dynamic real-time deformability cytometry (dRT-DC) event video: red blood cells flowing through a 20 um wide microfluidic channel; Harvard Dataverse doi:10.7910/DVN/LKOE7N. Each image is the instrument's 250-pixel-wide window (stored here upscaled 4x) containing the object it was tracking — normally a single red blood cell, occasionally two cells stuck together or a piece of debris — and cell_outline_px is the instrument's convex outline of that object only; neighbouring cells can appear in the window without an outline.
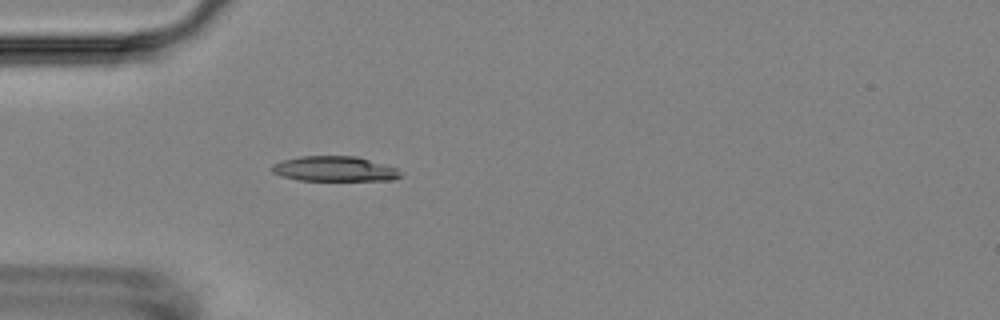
{"species": "Egyptian fruit bat (a non-hibernating species)", "species_latin": "Rousettus aegyptiacus", "temperature_condition": "room temperature", "stored_images_in_passage": 6, "camera_frame_rate_fps": 3000, "um_per_image_px": 0.085, "animal": {"sex": "female"}, "frame": {"image": 1, "passage_image": 6, "time_ms": 6.667, "image_size_px": [1000, 320], "cell_outline_px": [[400, 176], [392, 180], [300, 180], [280, 176], [272, 172], [272, 164], [280, 160], [300, 156], [356, 156], [396, 168], [400, 172]], "centroid_in_image_um": [28.37, 14.35], "position_along_channel_um": 56.6, "area_um2": 18.67}}